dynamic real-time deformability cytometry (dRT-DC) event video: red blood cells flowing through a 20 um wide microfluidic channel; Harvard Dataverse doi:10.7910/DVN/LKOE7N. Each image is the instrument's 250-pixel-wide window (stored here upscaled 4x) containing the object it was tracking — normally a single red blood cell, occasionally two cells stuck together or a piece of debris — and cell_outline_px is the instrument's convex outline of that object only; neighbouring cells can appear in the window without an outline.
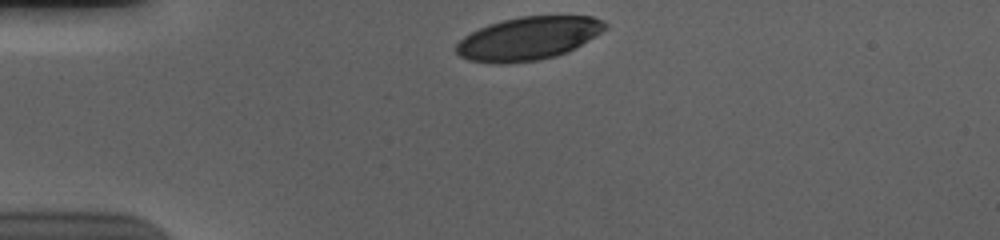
{"species": "human", "species_latin": "Homo sapiens", "temperature_condition": "cold", "stored_images_in_passage": 34, "camera_frame_rate_fps": 3000, "um_per_image_px": 0.085, "donor": {"sex": "male"}, "frame": {"image": 1, "passage_image": 1, "time_ms": 0.0, "image_size_px": [1000, 240], "cell_outline_px": [[608, 28], [568, 52], [556, 56], [540, 60], [500, 64], [496, 64], [468, 60], [460, 56], [456, 52], [456, 44], [464, 36], [488, 24], [520, 16], [592, 16], [604, 20], [608, 24]], "centroid_in_image_um": [44.92, 3.27], "position_along_channel_um": 40.1, "area_um2": 37.51}}
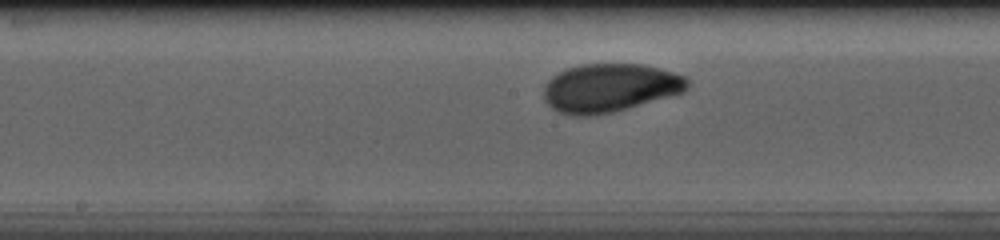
{"frame": {"image": 2, "passage_image": 17, "time_ms": 5.333, "image_size_px": [1000, 240], "cell_outline_px": [[692, 84], [684, 92], [676, 96], [612, 112], [592, 116], [572, 116], [556, 112], [544, 100], [544, 84], [552, 76], [568, 68], [584, 64], [640, 64], [660, 68], [684, 76]], "centroid_in_image_um": [51.86, 7.49], "position_along_channel_um": 196.3, "area_um2": 41.1}}
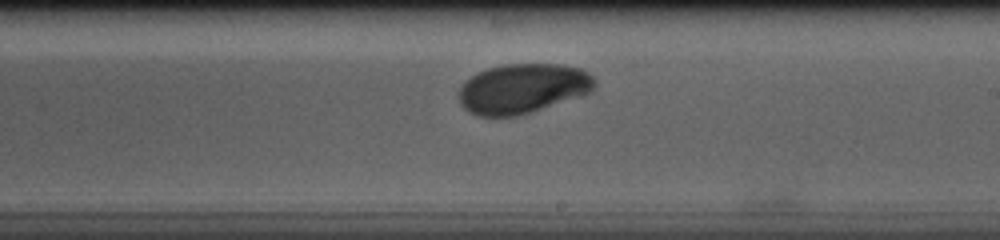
{"frame": {"image": 3, "passage_image": 21, "time_ms": 6.667, "image_size_px": [1000, 240], "cell_outline_px": [[596, 84], [588, 92], [580, 96], [532, 112], [516, 116], [476, 116], [468, 112], [460, 104], [460, 88], [464, 80], [476, 72], [488, 68], [504, 64], [560, 64], [580, 68], [588, 72], [596, 80]], "centroid_in_image_um": [44.4, 7.52], "position_along_channel_um": 244.6, "area_um2": 39.54}, "authors_computed_cell_mechanics": {"area_um2": 39.5352, "velocity_mm_per_s": 3.6427, "shape_relaxation_time_tau1_ms": 2.703, "shape_relaxation_time_tau2_ms": null, "deformation_change_tau1": 0.1367, "deformation_change_tau2": null}}